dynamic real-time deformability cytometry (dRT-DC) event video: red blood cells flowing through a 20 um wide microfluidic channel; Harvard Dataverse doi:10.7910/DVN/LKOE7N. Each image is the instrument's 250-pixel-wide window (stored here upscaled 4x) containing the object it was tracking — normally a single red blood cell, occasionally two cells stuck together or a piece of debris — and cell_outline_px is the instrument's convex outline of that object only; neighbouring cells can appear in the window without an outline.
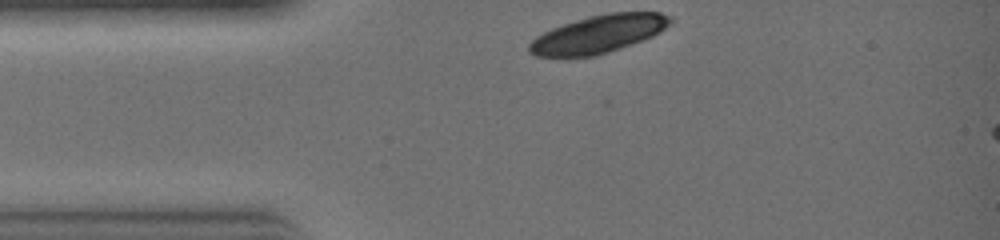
{"species": "common noctule bat (a hibernating species)", "species_latin": "Nyctalus noctula", "temperature_condition": "warm", "stored_images_in_passage": 17, "camera_frame_rate_fps": 3000, "um_per_image_px": 0.085, "animal": {"sex": "female", "body_mass_g": 19.0, "forearm_length_mm": 51.5}, "frame": {"image": 1, "passage_image": 1, "time_ms": 0.0, "image_size_px": [1000, 240], "cell_outline_px": [[672, 20], [660, 32], [652, 36], [620, 48], [596, 56], [536, 56], [528, 52], [528, 44], [536, 36], [552, 28], [588, 16], [608, 12], [660, 12], [672, 16]], "centroid_in_image_um": [50.86, 2.88], "position_along_channel_um": 34.1, "area_um2": 30.87}}